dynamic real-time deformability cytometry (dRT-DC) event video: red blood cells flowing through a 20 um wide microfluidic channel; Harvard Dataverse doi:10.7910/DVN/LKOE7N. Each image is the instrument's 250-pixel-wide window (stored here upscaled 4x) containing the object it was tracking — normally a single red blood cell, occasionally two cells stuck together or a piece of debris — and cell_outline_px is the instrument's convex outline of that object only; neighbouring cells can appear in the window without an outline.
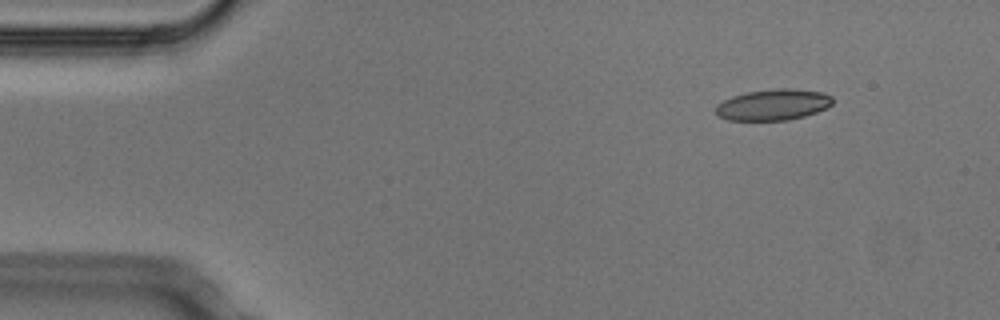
{"species": "Egyptian fruit bat (a non-hibernating species)", "species_latin": "Rousettus aegyptiacus", "temperature_condition": "cold", "stored_images_in_passage": 5, "camera_frame_rate_fps": 3000, "um_per_image_px": 0.085, "animal": {"sex": "male"}, "frame": {"image": 1, "passage_image": 1, "time_ms": 0.0, "image_size_px": [1000, 320], "cell_outline_px": [[832, 104], [816, 112], [804, 116], [788, 120], [728, 120], [720, 116], [716, 112], [716, 104], [732, 96], [748, 92], [776, 88], [792, 88], [820, 92], [832, 96]], "centroid_in_image_um": [65.71, 8.89], "position_along_channel_um": 19.3, "area_um2": 20.98}}
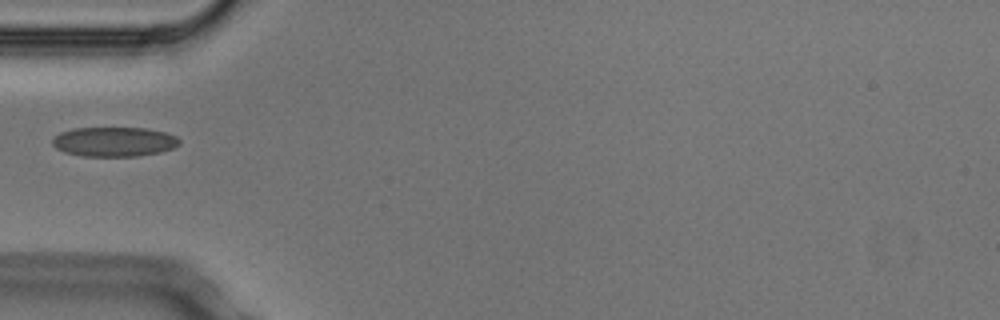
{"frame": {"image": 2, "passage_image": 4, "time_ms": 1.0, "image_size_px": [1000, 320], "cell_outline_px": [[180, 144], [172, 148], [160, 152], [136, 156], [80, 156], [64, 152], [56, 148], [52, 144], [52, 140], [60, 132], [72, 128], [144, 128], [164, 132], [176, 136], [180, 140]], "centroid_in_image_um": [9.68, 12.05], "position_along_channel_um": 75.3, "area_um2": 21.85}}
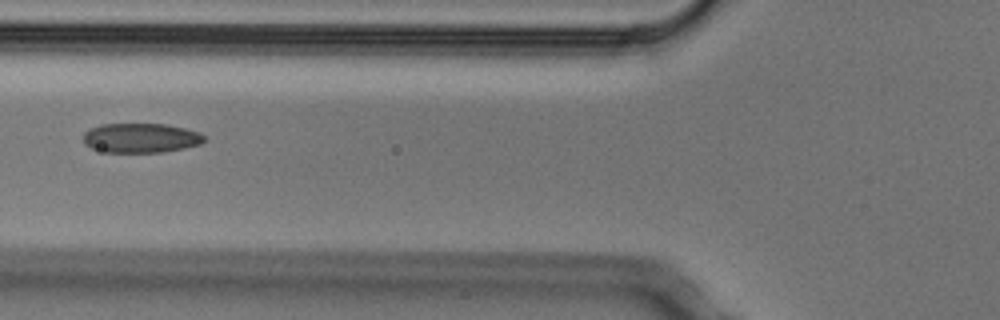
{"frame": {"image": 3, "passage_image": 5, "time_ms": 1.333, "image_size_px": [1000, 320], "cell_outline_px": [[204, 140], [200, 144], [184, 148], [164, 152], [104, 152], [92, 148], [84, 144], [84, 132], [88, 128], [100, 124], [168, 124], [200, 132], [204, 136]], "centroid_in_image_um": [11.95, 11.72], "position_along_channel_um": 113.9, "area_um2": 20.92}}